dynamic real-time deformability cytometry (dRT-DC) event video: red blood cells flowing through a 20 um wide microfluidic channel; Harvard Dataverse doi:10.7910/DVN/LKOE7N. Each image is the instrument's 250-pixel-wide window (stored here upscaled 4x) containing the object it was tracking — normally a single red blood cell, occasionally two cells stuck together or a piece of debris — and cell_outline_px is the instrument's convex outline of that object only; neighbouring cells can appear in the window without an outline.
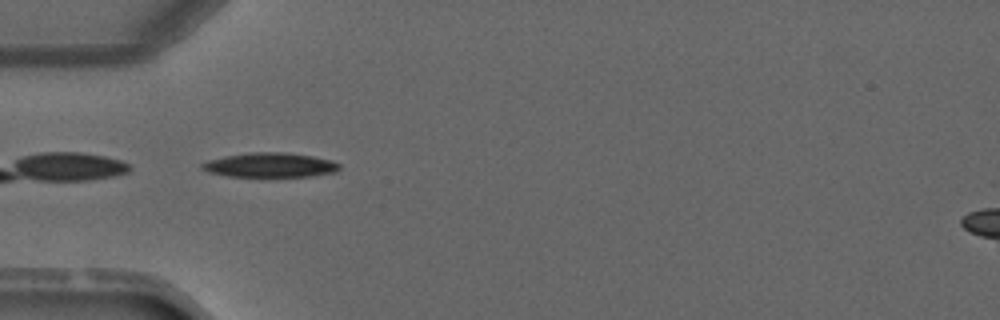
{"species": "common noctule bat (a hibernating species)", "species_latin": "Nyctalus noctula", "temperature_condition": "warm", "stored_images_in_passage": 5, "camera_frame_rate_fps": 3000, "um_per_image_px": 0.085, "animal": {"sex": "male", "forearm_length_mm": 52.5}, "frame": {"image": 1, "passage_image": 4, "time_ms": 4.667, "image_size_px": [1000, 320], "cell_outline_px": [[340, 168], [336, 172], [312, 176], [228, 176], [208, 172], [200, 168], [200, 164], [208, 160], [224, 156], [248, 152], [284, 152], [312, 156], [328, 160], [340, 164]], "centroid_in_image_um": [22.92, 14.02], "position_along_channel_um": 62.1, "area_um2": 19.54}}
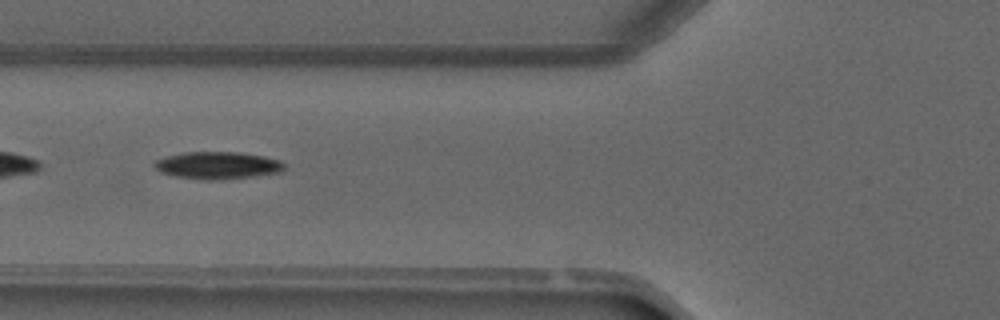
{"frame": {"image": 2, "passage_image": 5, "time_ms": 5.667, "image_size_px": [1000, 320], "cell_outline_px": [[284, 168], [280, 172], [224, 180], [204, 180], [176, 176], [160, 172], [152, 164], [156, 160], [168, 156], [184, 152], [236, 152], [264, 156], [280, 160], [284, 164]], "centroid_in_image_um": [18.49, 14.06], "position_along_channel_um": 107.3, "area_um2": 20.58}}